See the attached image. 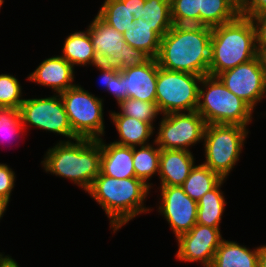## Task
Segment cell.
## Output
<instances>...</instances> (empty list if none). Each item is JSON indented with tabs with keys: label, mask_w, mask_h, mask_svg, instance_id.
<instances>
[{
	"label": "cell",
	"mask_w": 266,
	"mask_h": 267,
	"mask_svg": "<svg viewBox=\"0 0 266 267\" xmlns=\"http://www.w3.org/2000/svg\"><path fill=\"white\" fill-rule=\"evenodd\" d=\"M19 112L25 130L33 126L67 138L60 141L78 138L72 131L60 94L54 93L46 98H24Z\"/></svg>",
	"instance_id": "obj_10"
},
{
	"label": "cell",
	"mask_w": 266,
	"mask_h": 267,
	"mask_svg": "<svg viewBox=\"0 0 266 267\" xmlns=\"http://www.w3.org/2000/svg\"><path fill=\"white\" fill-rule=\"evenodd\" d=\"M226 179H222L212 190L205 193L198 203L197 224L212 228H219L223 213L225 212L226 199L221 190Z\"/></svg>",
	"instance_id": "obj_22"
},
{
	"label": "cell",
	"mask_w": 266,
	"mask_h": 267,
	"mask_svg": "<svg viewBox=\"0 0 266 267\" xmlns=\"http://www.w3.org/2000/svg\"><path fill=\"white\" fill-rule=\"evenodd\" d=\"M196 111L206 124L240 125L248 128L254 110L230 92L215 76H203L199 85Z\"/></svg>",
	"instance_id": "obj_5"
},
{
	"label": "cell",
	"mask_w": 266,
	"mask_h": 267,
	"mask_svg": "<svg viewBox=\"0 0 266 267\" xmlns=\"http://www.w3.org/2000/svg\"><path fill=\"white\" fill-rule=\"evenodd\" d=\"M103 139H98L101 143L100 172L116 179L136 177L133 166V147L113 142L107 144Z\"/></svg>",
	"instance_id": "obj_18"
},
{
	"label": "cell",
	"mask_w": 266,
	"mask_h": 267,
	"mask_svg": "<svg viewBox=\"0 0 266 267\" xmlns=\"http://www.w3.org/2000/svg\"><path fill=\"white\" fill-rule=\"evenodd\" d=\"M174 25H200V0H170Z\"/></svg>",
	"instance_id": "obj_30"
},
{
	"label": "cell",
	"mask_w": 266,
	"mask_h": 267,
	"mask_svg": "<svg viewBox=\"0 0 266 267\" xmlns=\"http://www.w3.org/2000/svg\"><path fill=\"white\" fill-rule=\"evenodd\" d=\"M91 43L100 64L124 70L136 67L150 57L140 49L131 47L123 34L96 15L87 27Z\"/></svg>",
	"instance_id": "obj_8"
},
{
	"label": "cell",
	"mask_w": 266,
	"mask_h": 267,
	"mask_svg": "<svg viewBox=\"0 0 266 267\" xmlns=\"http://www.w3.org/2000/svg\"><path fill=\"white\" fill-rule=\"evenodd\" d=\"M63 45L60 56L73 67H87L100 64L91 43L88 29L85 31H74V33L67 36Z\"/></svg>",
	"instance_id": "obj_21"
},
{
	"label": "cell",
	"mask_w": 266,
	"mask_h": 267,
	"mask_svg": "<svg viewBox=\"0 0 266 267\" xmlns=\"http://www.w3.org/2000/svg\"><path fill=\"white\" fill-rule=\"evenodd\" d=\"M158 212L170 225L175 238L189 232L197 223L198 203L181 186H159Z\"/></svg>",
	"instance_id": "obj_13"
},
{
	"label": "cell",
	"mask_w": 266,
	"mask_h": 267,
	"mask_svg": "<svg viewBox=\"0 0 266 267\" xmlns=\"http://www.w3.org/2000/svg\"><path fill=\"white\" fill-rule=\"evenodd\" d=\"M9 200L0 196V220L3 218L5 211H7V207L9 206Z\"/></svg>",
	"instance_id": "obj_42"
},
{
	"label": "cell",
	"mask_w": 266,
	"mask_h": 267,
	"mask_svg": "<svg viewBox=\"0 0 266 267\" xmlns=\"http://www.w3.org/2000/svg\"><path fill=\"white\" fill-rule=\"evenodd\" d=\"M200 25L215 27L236 19L240 0H200Z\"/></svg>",
	"instance_id": "obj_23"
},
{
	"label": "cell",
	"mask_w": 266,
	"mask_h": 267,
	"mask_svg": "<svg viewBox=\"0 0 266 267\" xmlns=\"http://www.w3.org/2000/svg\"><path fill=\"white\" fill-rule=\"evenodd\" d=\"M240 12L246 17L266 12V0H240Z\"/></svg>",
	"instance_id": "obj_36"
},
{
	"label": "cell",
	"mask_w": 266,
	"mask_h": 267,
	"mask_svg": "<svg viewBox=\"0 0 266 267\" xmlns=\"http://www.w3.org/2000/svg\"><path fill=\"white\" fill-rule=\"evenodd\" d=\"M97 15L122 34L135 21L129 0H104Z\"/></svg>",
	"instance_id": "obj_28"
},
{
	"label": "cell",
	"mask_w": 266,
	"mask_h": 267,
	"mask_svg": "<svg viewBox=\"0 0 266 267\" xmlns=\"http://www.w3.org/2000/svg\"><path fill=\"white\" fill-rule=\"evenodd\" d=\"M22 90L13 74H0V106L19 109L24 101Z\"/></svg>",
	"instance_id": "obj_31"
},
{
	"label": "cell",
	"mask_w": 266,
	"mask_h": 267,
	"mask_svg": "<svg viewBox=\"0 0 266 267\" xmlns=\"http://www.w3.org/2000/svg\"><path fill=\"white\" fill-rule=\"evenodd\" d=\"M145 0H129V9L134 15V19L140 18L142 14V6H144Z\"/></svg>",
	"instance_id": "obj_38"
},
{
	"label": "cell",
	"mask_w": 266,
	"mask_h": 267,
	"mask_svg": "<svg viewBox=\"0 0 266 267\" xmlns=\"http://www.w3.org/2000/svg\"><path fill=\"white\" fill-rule=\"evenodd\" d=\"M256 37V48L266 47V12L259 13L250 17Z\"/></svg>",
	"instance_id": "obj_34"
},
{
	"label": "cell",
	"mask_w": 266,
	"mask_h": 267,
	"mask_svg": "<svg viewBox=\"0 0 266 267\" xmlns=\"http://www.w3.org/2000/svg\"><path fill=\"white\" fill-rule=\"evenodd\" d=\"M41 165L45 172L72 181L86 193L100 174L101 143L85 138L57 141L46 151Z\"/></svg>",
	"instance_id": "obj_3"
},
{
	"label": "cell",
	"mask_w": 266,
	"mask_h": 267,
	"mask_svg": "<svg viewBox=\"0 0 266 267\" xmlns=\"http://www.w3.org/2000/svg\"><path fill=\"white\" fill-rule=\"evenodd\" d=\"M193 152L161 149L159 158L160 186H181L195 166Z\"/></svg>",
	"instance_id": "obj_17"
},
{
	"label": "cell",
	"mask_w": 266,
	"mask_h": 267,
	"mask_svg": "<svg viewBox=\"0 0 266 267\" xmlns=\"http://www.w3.org/2000/svg\"><path fill=\"white\" fill-rule=\"evenodd\" d=\"M212 28L202 25H173L161 38L159 67L206 76L209 72Z\"/></svg>",
	"instance_id": "obj_1"
},
{
	"label": "cell",
	"mask_w": 266,
	"mask_h": 267,
	"mask_svg": "<svg viewBox=\"0 0 266 267\" xmlns=\"http://www.w3.org/2000/svg\"><path fill=\"white\" fill-rule=\"evenodd\" d=\"M4 4V0H0V9H1V6Z\"/></svg>",
	"instance_id": "obj_43"
},
{
	"label": "cell",
	"mask_w": 266,
	"mask_h": 267,
	"mask_svg": "<svg viewBox=\"0 0 266 267\" xmlns=\"http://www.w3.org/2000/svg\"><path fill=\"white\" fill-rule=\"evenodd\" d=\"M255 57V28L250 17L240 14L233 21L212 28L208 75L217 77Z\"/></svg>",
	"instance_id": "obj_4"
},
{
	"label": "cell",
	"mask_w": 266,
	"mask_h": 267,
	"mask_svg": "<svg viewBox=\"0 0 266 267\" xmlns=\"http://www.w3.org/2000/svg\"><path fill=\"white\" fill-rule=\"evenodd\" d=\"M117 105L121 115L149 123L153 128H155L153 122L156 121L159 114L162 115L156 103L127 98L121 100Z\"/></svg>",
	"instance_id": "obj_29"
},
{
	"label": "cell",
	"mask_w": 266,
	"mask_h": 267,
	"mask_svg": "<svg viewBox=\"0 0 266 267\" xmlns=\"http://www.w3.org/2000/svg\"><path fill=\"white\" fill-rule=\"evenodd\" d=\"M108 93L113 95L117 104L124 100V79L120 76V70L111 66V84L110 89H107Z\"/></svg>",
	"instance_id": "obj_35"
},
{
	"label": "cell",
	"mask_w": 266,
	"mask_h": 267,
	"mask_svg": "<svg viewBox=\"0 0 266 267\" xmlns=\"http://www.w3.org/2000/svg\"><path fill=\"white\" fill-rule=\"evenodd\" d=\"M0 267H20V265L12 256L0 253Z\"/></svg>",
	"instance_id": "obj_39"
},
{
	"label": "cell",
	"mask_w": 266,
	"mask_h": 267,
	"mask_svg": "<svg viewBox=\"0 0 266 267\" xmlns=\"http://www.w3.org/2000/svg\"><path fill=\"white\" fill-rule=\"evenodd\" d=\"M150 190L136 177L116 179L100 172L87 193L102 207L112 233H116L139 214L153 210L144 205Z\"/></svg>",
	"instance_id": "obj_2"
},
{
	"label": "cell",
	"mask_w": 266,
	"mask_h": 267,
	"mask_svg": "<svg viewBox=\"0 0 266 267\" xmlns=\"http://www.w3.org/2000/svg\"><path fill=\"white\" fill-rule=\"evenodd\" d=\"M75 68L60 55L44 59L37 68L27 76V80L40 86L49 87L55 94H60L75 86Z\"/></svg>",
	"instance_id": "obj_16"
},
{
	"label": "cell",
	"mask_w": 266,
	"mask_h": 267,
	"mask_svg": "<svg viewBox=\"0 0 266 267\" xmlns=\"http://www.w3.org/2000/svg\"><path fill=\"white\" fill-rule=\"evenodd\" d=\"M124 40L133 48L140 49L150 58H157L160 50L161 37L152 30V26L141 18L132 22L123 33Z\"/></svg>",
	"instance_id": "obj_24"
},
{
	"label": "cell",
	"mask_w": 266,
	"mask_h": 267,
	"mask_svg": "<svg viewBox=\"0 0 266 267\" xmlns=\"http://www.w3.org/2000/svg\"><path fill=\"white\" fill-rule=\"evenodd\" d=\"M73 133L78 138L101 139L105 136L104 99L80 84L60 93Z\"/></svg>",
	"instance_id": "obj_7"
},
{
	"label": "cell",
	"mask_w": 266,
	"mask_h": 267,
	"mask_svg": "<svg viewBox=\"0 0 266 267\" xmlns=\"http://www.w3.org/2000/svg\"><path fill=\"white\" fill-rule=\"evenodd\" d=\"M222 178L204 164L195 165L190 171L189 176L181 185L184 192L194 201L212 190Z\"/></svg>",
	"instance_id": "obj_26"
},
{
	"label": "cell",
	"mask_w": 266,
	"mask_h": 267,
	"mask_svg": "<svg viewBox=\"0 0 266 267\" xmlns=\"http://www.w3.org/2000/svg\"><path fill=\"white\" fill-rule=\"evenodd\" d=\"M258 267H266V245L259 246Z\"/></svg>",
	"instance_id": "obj_40"
},
{
	"label": "cell",
	"mask_w": 266,
	"mask_h": 267,
	"mask_svg": "<svg viewBox=\"0 0 266 267\" xmlns=\"http://www.w3.org/2000/svg\"><path fill=\"white\" fill-rule=\"evenodd\" d=\"M155 143L160 149L191 152L190 147L203 142L206 122L197 111L161 115Z\"/></svg>",
	"instance_id": "obj_11"
},
{
	"label": "cell",
	"mask_w": 266,
	"mask_h": 267,
	"mask_svg": "<svg viewBox=\"0 0 266 267\" xmlns=\"http://www.w3.org/2000/svg\"><path fill=\"white\" fill-rule=\"evenodd\" d=\"M225 87L253 110L266 96V74L258 57L217 76Z\"/></svg>",
	"instance_id": "obj_12"
},
{
	"label": "cell",
	"mask_w": 266,
	"mask_h": 267,
	"mask_svg": "<svg viewBox=\"0 0 266 267\" xmlns=\"http://www.w3.org/2000/svg\"><path fill=\"white\" fill-rule=\"evenodd\" d=\"M111 122L118 132V141L113 143L128 146L138 147L149 144L150 137L154 135L155 129L144 121L123 116L119 112L111 111L110 114Z\"/></svg>",
	"instance_id": "obj_19"
},
{
	"label": "cell",
	"mask_w": 266,
	"mask_h": 267,
	"mask_svg": "<svg viewBox=\"0 0 266 267\" xmlns=\"http://www.w3.org/2000/svg\"><path fill=\"white\" fill-rule=\"evenodd\" d=\"M152 141L153 144L149 143L133 147V166L135 176L150 188L153 187V183L149 182V179L159 173V158L161 153V149L157 146L154 139Z\"/></svg>",
	"instance_id": "obj_25"
},
{
	"label": "cell",
	"mask_w": 266,
	"mask_h": 267,
	"mask_svg": "<svg viewBox=\"0 0 266 267\" xmlns=\"http://www.w3.org/2000/svg\"><path fill=\"white\" fill-rule=\"evenodd\" d=\"M159 64L157 59L149 58L139 66L120 71L124 79V100L133 98L156 103V83Z\"/></svg>",
	"instance_id": "obj_15"
},
{
	"label": "cell",
	"mask_w": 266,
	"mask_h": 267,
	"mask_svg": "<svg viewBox=\"0 0 266 267\" xmlns=\"http://www.w3.org/2000/svg\"><path fill=\"white\" fill-rule=\"evenodd\" d=\"M100 71V83L104 89H110L111 84V66L97 64L94 66Z\"/></svg>",
	"instance_id": "obj_37"
},
{
	"label": "cell",
	"mask_w": 266,
	"mask_h": 267,
	"mask_svg": "<svg viewBox=\"0 0 266 267\" xmlns=\"http://www.w3.org/2000/svg\"><path fill=\"white\" fill-rule=\"evenodd\" d=\"M16 178L15 172L9 165L0 163V196L10 201Z\"/></svg>",
	"instance_id": "obj_33"
},
{
	"label": "cell",
	"mask_w": 266,
	"mask_h": 267,
	"mask_svg": "<svg viewBox=\"0 0 266 267\" xmlns=\"http://www.w3.org/2000/svg\"><path fill=\"white\" fill-rule=\"evenodd\" d=\"M203 76L158 68L156 104L162 115L196 111Z\"/></svg>",
	"instance_id": "obj_9"
},
{
	"label": "cell",
	"mask_w": 266,
	"mask_h": 267,
	"mask_svg": "<svg viewBox=\"0 0 266 267\" xmlns=\"http://www.w3.org/2000/svg\"><path fill=\"white\" fill-rule=\"evenodd\" d=\"M248 133V129L240 125H206L202 142L205 161L202 164L217 173L222 179L228 178L240 160Z\"/></svg>",
	"instance_id": "obj_6"
},
{
	"label": "cell",
	"mask_w": 266,
	"mask_h": 267,
	"mask_svg": "<svg viewBox=\"0 0 266 267\" xmlns=\"http://www.w3.org/2000/svg\"><path fill=\"white\" fill-rule=\"evenodd\" d=\"M223 239L220 228L196 223L189 232L176 238L175 257L181 262H199L203 267H210Z\"/></svg>",
	"instance_id": "obj_14"
},
{
	"label": "cell",
	"mask_w": 266,
	"mask_h": 267,
	"mask_svg": "<svg viewBox=\"0 0 266 267\" xmlns=\"http://www.w3.org/2000/svg\"><path fill=\"white\" fill-rule=\"evenodd\" d=\"M24 132L26 131L22 124L19 109L0 106V138L13 139V137L21 136L20 134Z\"/></svg>",
	"instance_id": "obj_32"
},
{
	"label": "cell",
	"mask_w": 266,
	"mask_h": 267,
	"mask_svg": "<svg viewBox=\"0 0 266 267\" xmlns=\"http://www.w3.org/2000/svg\"><path fill=\"white\" fill-rule=\"evenodd\" d=\"M259 246L249 249L237 241L223 239L210 267H258Z\"/></svg>",
	"instance_id": "obj_20"
},
{
	"label": "cell",
	"mask_w": 266,
	"mask_h": 267,
	"mask_svg": "<svg viewBox=\"0 0 266 267\" xmlns=\"http://www.w3.org/2000/svg\"><path fill=\"white\" fill-rule=\"evenodd\" d=\"M257 57L259 58L261 67L263 68L266 74V47L257 48Z\"/></svg>",
	"instance_id": "obj_41"
},
{
	"label": "cell",
	"mask_w": 266,
	"mask_h": 267,
	"mask_svg": "<svg viewBox=\"0 0 266 267\" xmlns=\"http://www.w3.org/2000/svg\"><path fill=\"white\" fill-rule=\"evenodd\" d=\"M142 20H146L152 30L161 38L174 25L171 18V2L170 0H145L142 6Z\"/></svg>",
	"instance_id": "obj_27"
}]
</instances>
